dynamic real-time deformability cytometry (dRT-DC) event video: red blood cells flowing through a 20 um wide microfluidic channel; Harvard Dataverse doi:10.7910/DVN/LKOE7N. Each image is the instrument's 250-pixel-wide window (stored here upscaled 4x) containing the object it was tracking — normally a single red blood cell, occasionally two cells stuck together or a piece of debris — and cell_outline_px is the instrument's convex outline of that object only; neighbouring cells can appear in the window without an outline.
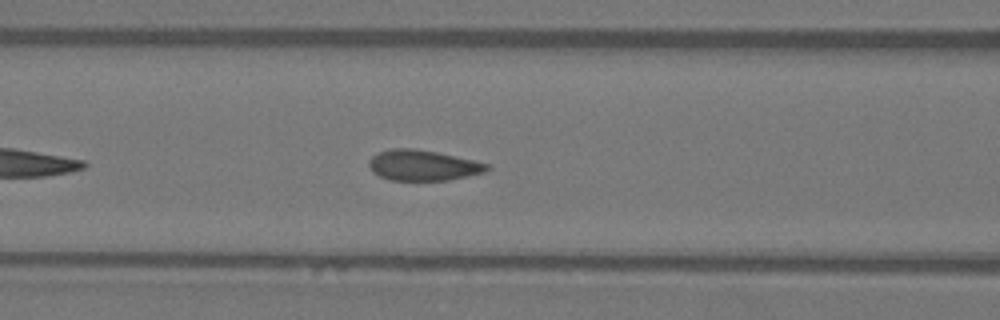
{"species": "Egyptian fruit bat (a non-hibernating species)", "species_latin": "Rousettus aegyptiacus", "temperature_condition": "warm", "stored_images_in_passage": 36, "camera_frame_rate_fps": 3000, "um_per_image_px": 0.085, "animal": {"sex": "female"}, "frame": {"image": 1, "passage_image": 8, "time_ms": 2.333, "image_size_px": [1000, 320], "cell_outline_px": [[492, 168], [484, 172], [448, 180], [388, 180], [372, 172], [368, 164], [368, 160], [372, 156], [380, 152], [392, 148], [416, 148], [436, 152], [472, 160], [488, 164]], "centroid_in_image_um": [35.91, 14.05], "position_along_channel_um": 130.7, "area_um2": 20.92}}
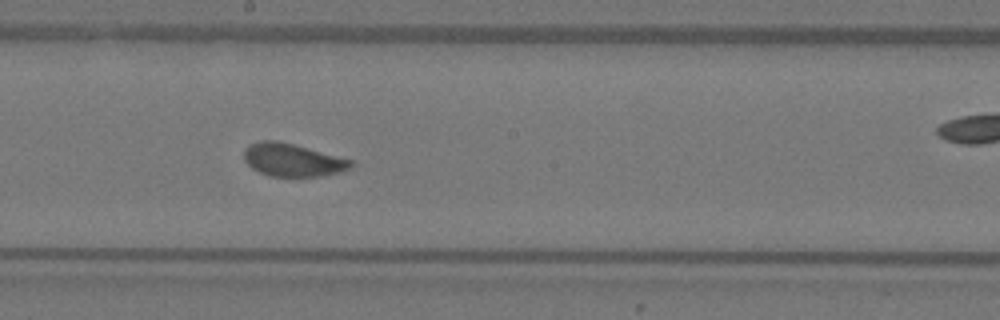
{"frame": {"image": 2, "passage_image": 15, "time_ms": 4.667, "image_size_px": [1000, 320], "cell_outline_px": [[356, 164], [352, 168], [340, 172], [320, 176], [272, 176], [260, 172], [252, 168], [244, 160], [244, 148], [248, 144], [260, 140], [280, 140], [352, 160]], "centroid_in_image_um": [24.87, 13.58], "position_along_channel_um": 223.3, "area_um2": 20.63}}
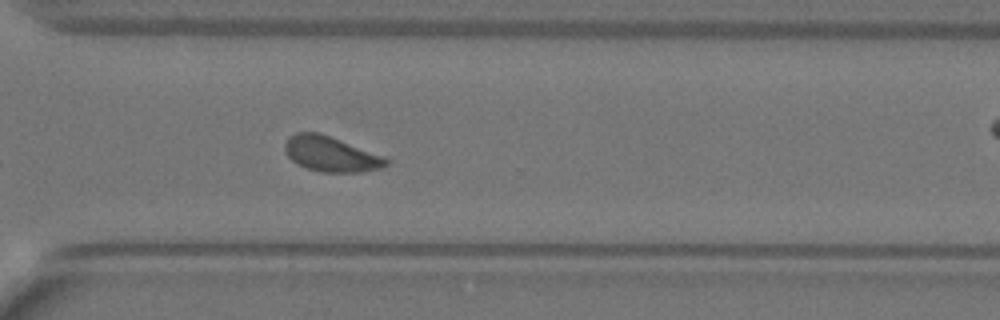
{"frame": {"image": 3, "passage_image": 24, "time_ms": 7.667, "image_size_px": [1000, 320], "cell_outline_px": [[392, 160], [388, 164], [380, 168], [360, 172], [320, 172], [296, 164], [288, 156], [284, 148], [284, 144], [288, 136], [296, 132], [320, 132], [388, 156]], "centroid_in_image_um": [28.18, 13.08], "position_along_channel_um": 342.4, "area_um2": 21.33}, "authors_computed_cell_mechanics": {"area_um2": 20.8658, "velocity_mm_per_s": 3.9807, "shape_relaxation_time_tau1_ms": 5.3933, "shape_relaxation_time_tau2_ms": 0.2511, "deformation_change_tau1": 0.1178, "deformation_change_tau2": 0.048}}